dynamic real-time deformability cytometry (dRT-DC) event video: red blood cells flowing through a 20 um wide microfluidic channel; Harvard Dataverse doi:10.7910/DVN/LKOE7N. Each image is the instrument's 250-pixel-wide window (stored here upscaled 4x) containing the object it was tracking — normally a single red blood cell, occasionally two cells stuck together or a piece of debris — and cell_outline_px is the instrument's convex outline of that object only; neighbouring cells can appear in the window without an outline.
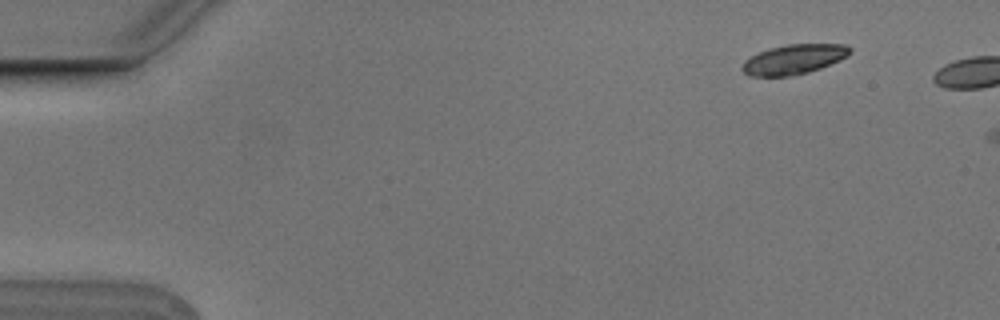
{"species": "Egyptian fruit bat (a non-hibernating species)", "species_latin": "Rousettus aegyptiacus", "temperature_condition": "cold", "stored_images_in_passage": 3, "camera_frame_rate_fps": 3000, "um_per_image_px": 0.085, "animal": {"sex": "male"}, "frame": {"image": 1, "passage_image": 2, "time_ms": 0.333, "image_size_px": [1000, 320], "cell_outline_px": [[852, 52], [848, 56], [840, 60], [820, 68], [808, 72], [788, 76], [748, 76], [740, 68], [744, 60], [768, 48], [788, 44], [844, 44], [852, 48]], "centroid_in_image_um": [67.48, 5.04], "position_along_channel_um": 17.5, "area_um2": 18.73}}